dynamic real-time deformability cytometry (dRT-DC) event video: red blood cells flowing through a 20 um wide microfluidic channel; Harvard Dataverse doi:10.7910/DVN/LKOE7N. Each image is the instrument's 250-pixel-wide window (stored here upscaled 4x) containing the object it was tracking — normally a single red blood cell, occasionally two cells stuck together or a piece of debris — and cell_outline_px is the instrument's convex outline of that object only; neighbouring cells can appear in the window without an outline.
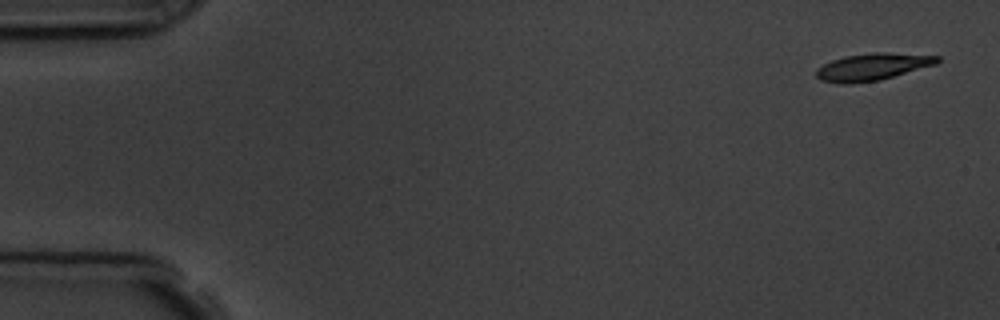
{"species": "common noctule bat (a hibernating species)", "species_latin": "Nyctalus noctula", "temperature_condition": "room temperature", "stored_images_in_passage": 5, "camera_frame_rate_fps": 3000, "um_per_image_px": 0.085, "animal": {"sex": "male", "body_mass_g": 19.5, "forearm_length_mm": 54.6}, "frame": {"image": 1, "passage_image": 1, "time_ms": 0.0, "image_size_px": [1000, 320], "cell_outline_px": [[940, 60], [936, 64], [880, 80], [848, 84], [840, 84], [820, 80], [816, 76], [816, 68], [832, 60], [844, 56], [876, 52], [884, 52], [940, 56]], "centroid_in_image_um": [74.13, 5.68], "position_along_channel_um": 10.9, "area_um2": 19.07}}
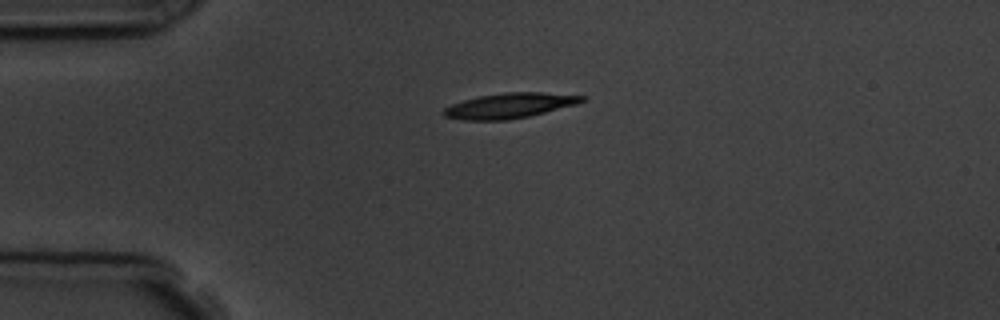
{"frame": {"image": 2, "passage_image": 4, "time_ms": 3.667, "image_size_px": [1000, 320], "cell_outline_px": [[584, 100], [576, 104], [528, 116], [508, 120], [464, 120], [444, 116], [440, 112], [444, 108], [452, 104], [464, 100], [480, 96], [504, 92], [540, 92], [584, 96]], "centroid_in_image_um": [43.25, 8.98], "position_along_channel_um": 41.7, "area_um2": 20.0}}